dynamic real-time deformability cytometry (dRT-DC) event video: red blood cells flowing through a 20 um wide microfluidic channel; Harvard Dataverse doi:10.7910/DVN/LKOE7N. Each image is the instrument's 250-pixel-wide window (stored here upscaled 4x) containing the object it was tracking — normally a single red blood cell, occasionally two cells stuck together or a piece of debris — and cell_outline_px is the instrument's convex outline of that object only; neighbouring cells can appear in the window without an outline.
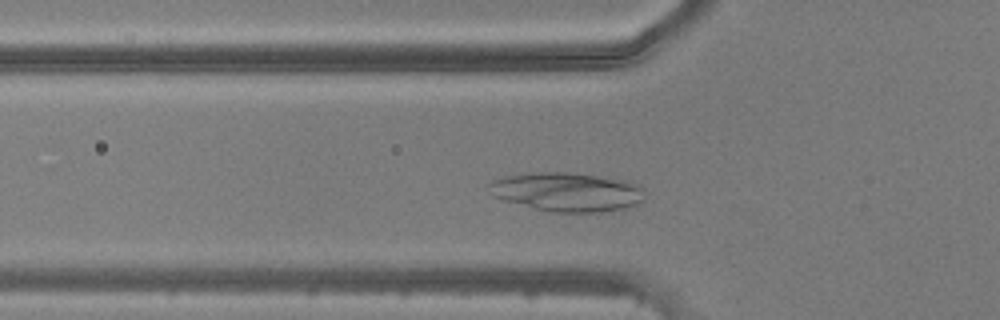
{"species": "common noctule bat (a hibernating species)", "species_latin": "Nyctalus noctula", "temperature_condition": "warm", "stored_images_in_passage": 41, "camera_frame_rate_fps": 3000, "um_per_image_px": 0.085, "animal": {"sex": "male", "body_mass_g": 20.5, "forearm_length_mm": 52.5}, "frame": {"image": 1, "passage_image": 9, "time_ms": 2.667, "image_size_px": [1000, 320], "cell_outline_px": [[644, 200], [640, 204], [624, 208], [600, 212], [552, 212], [504, 200], [492, 196], [488, 184], [492, 180], [504, 176], [536, 172], [568, 172], [628, 180], [640, 184]], "centroid_in_image_um": [48.22, 16.3], "position_along_channel_um": 77.6, "area_um2": 35.37}}
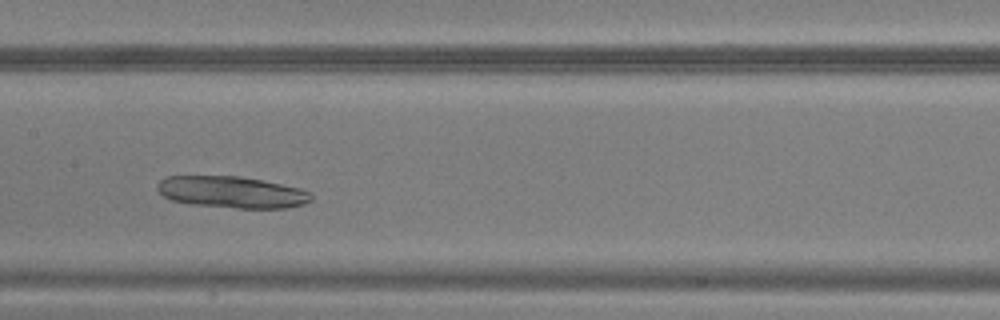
{"frame": {"image": 2, "passage_image": 17, "time_ms": 5.333, "image_size_px": [1000, 320], "cell_outline_px": [[312, 200], [304, 204], [288, 208], [236, 208], [192, 204], [172, 200], [164, 196], [156, 188], [156, 184], [160, 180], [168, 176], [240, 176], [300, 188], [312, 192]], "centroid_in_image_um": [19.72, 16.33], "position_along_channel_um": 187.7, "area_um2": 28.38}}
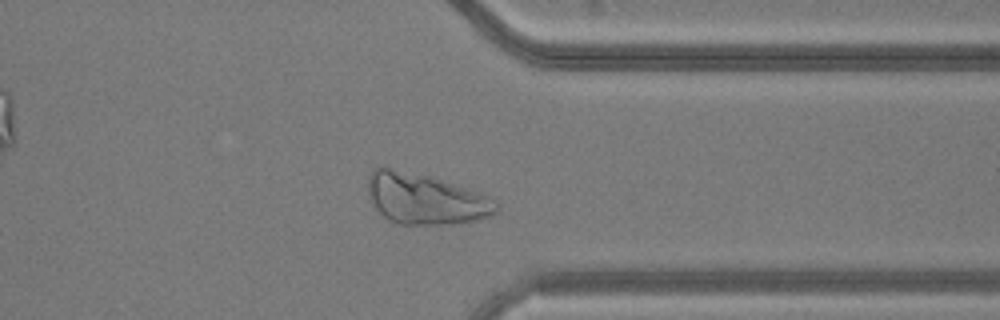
{"frame": {"image": 3, "passage_image": 31, "time_ms": 10.0, "image_size_px": [1000, 320], "cell_outline_px": [[500, 208], [492, 216], [476, 220], [452, 224], [400, 224], [388, 220], [372, 204], [368, 192], [368, 176], [372, 168], [384, 164], [428, 176], [480, 192], [496, 200], [500, 204]], "centroid_in_image_um": [36.14, 16.88], "position_along_channel_um": 375.3, "area_um2": 38.55}}